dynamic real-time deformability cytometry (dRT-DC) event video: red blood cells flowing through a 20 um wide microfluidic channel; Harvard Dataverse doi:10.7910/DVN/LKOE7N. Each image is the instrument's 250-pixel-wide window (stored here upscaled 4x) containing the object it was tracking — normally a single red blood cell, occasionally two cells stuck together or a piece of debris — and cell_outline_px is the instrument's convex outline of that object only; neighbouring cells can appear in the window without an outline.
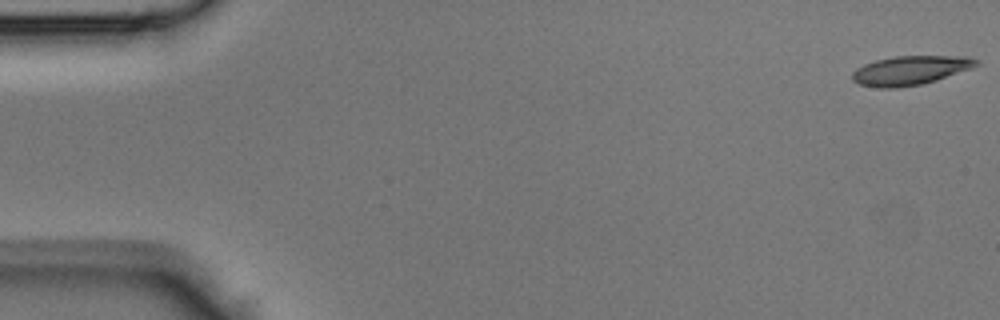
{"species": "Egyptian fruit bat (a non-hibernating species)", "species_latin": "Rousettus aegyptiacus", "temperature_condition": "room temperature", "stored_images_in_passage": 39, "camera_frame_rate_fps": 3000, "um_per_image_px": 0.085, "animal": {"sex": "male"}, "frame": {"image": 1, "passage_image": 1, "time_ms": 0.0, "image_size_px": [1000, 320], "cell_outline_px": [[980, 64], [972, 68], [936, 80], [920, 84], [896, 88], [880, 88], [860, 84], [852, 80], [852, 72], [856, 68], [864, 64], [876, 60], [896, 56], [972, 56], [980, 60]], "centroid_in_image_um": [77.41, 5.97], "position_along_channel_um": 7.6, "area_um2": 21.1}}
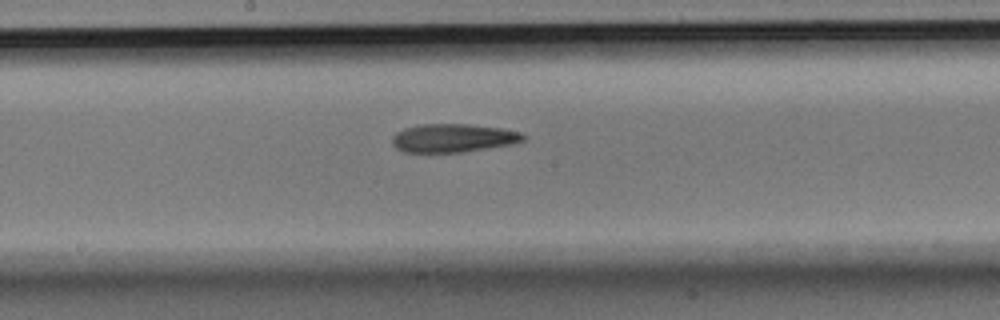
{"frame": {"image": 2, "passage_image": 23, "time_ms": 7.333, "image_size_px": [1000, 320], "cell_outline_px": [[528, 136], [524, 140], [512, 144], [460, 152], [404, 152], [396, 148], [392, 144], [392, 136], [396, 132], [404, 128], [420, 124], [468, 124], [500, 128], [520, 132]], "centroid_in_image_um": [38.5, 11.73], "position_along_channel_um": 209.7, "area_um2": 21.68}}
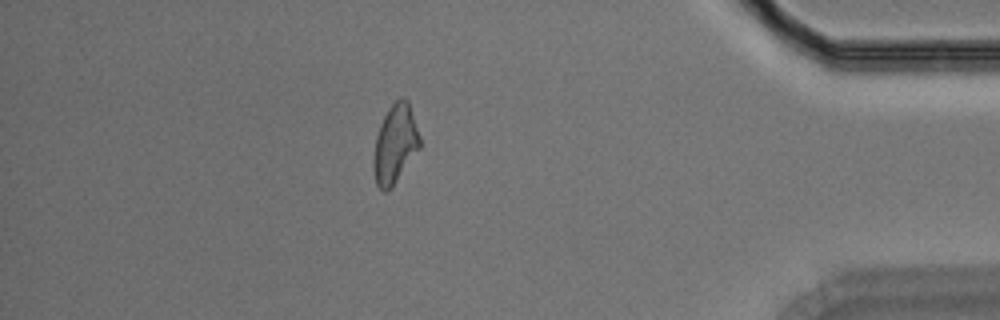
{"frame": {"image": 3, "passage_image": 38, "time_ms": 12.333, "image_size_px": [1000, 320], "cell_outline_px": [[420, 148], [392, 188], [384, 192], [376, 184], [372, 164], [376, 136], [380, 124], [388, 108], [400, 96], [404, 96], [408, 100], [420, 136]], "centroid_in_image_um": [33.58, 12.24], "position_along_channel_um": 401.6, "area_um2": 21.39}}